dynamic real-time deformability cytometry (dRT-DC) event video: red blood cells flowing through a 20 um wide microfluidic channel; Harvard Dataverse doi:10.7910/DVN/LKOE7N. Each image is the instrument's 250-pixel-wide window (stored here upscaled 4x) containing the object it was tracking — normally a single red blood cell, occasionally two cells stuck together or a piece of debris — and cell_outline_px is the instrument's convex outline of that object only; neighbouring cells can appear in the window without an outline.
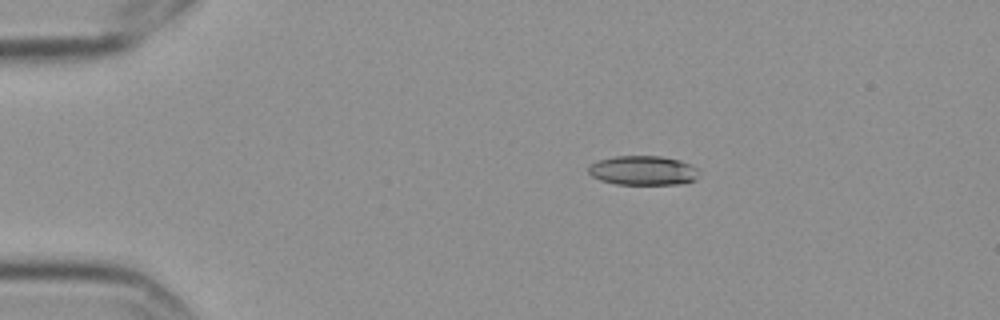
{"species": "Egyptian fruit bat (a non-hibernating species)", "species_latin": "Rousettus aegyptiacus", "temperature_condition": "cold", "stored_images_in_passage": 3, "camera_frame_rate_fps": 3000, "um_per_image_px": 0.085, "frame": {"image": 1, "passage_image": 1, "time_ms": 0.0, "image_size_px": [1000, 320], "cell_outline_px": [[696, 180], [680, 184], [616, 184], [600, 180], [592, 176], [588, 172], [588, 168], [592, 164], [600, 160], [616, 156], [660, 156], [680, 160], [696, 168]], "centroid_in_image_um": [54.64, 14.49], "position_along_channel_um": 30.4, "area_um2": 18.67}}